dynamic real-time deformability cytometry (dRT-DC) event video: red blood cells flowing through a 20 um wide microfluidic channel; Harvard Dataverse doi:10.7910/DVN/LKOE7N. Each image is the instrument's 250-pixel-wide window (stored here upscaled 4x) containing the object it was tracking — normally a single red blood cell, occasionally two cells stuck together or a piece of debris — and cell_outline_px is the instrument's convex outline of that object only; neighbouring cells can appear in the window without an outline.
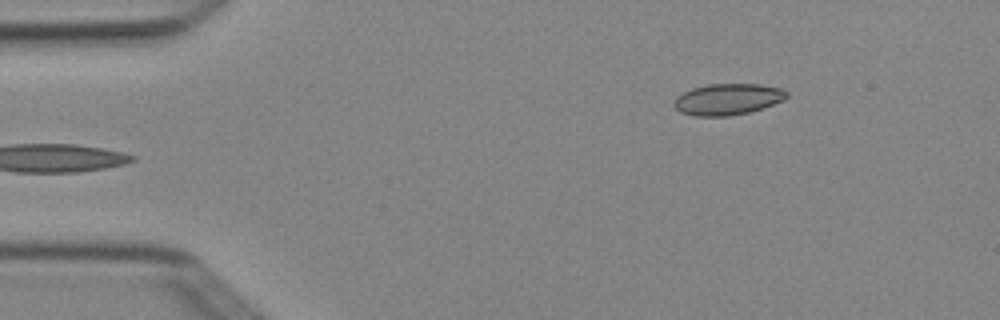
{"species": "Egyptian fruit bat (a non-hibernating species)", "species_latin": "Rousettus aegyptiacus", "temperature_condition": "cold", "stored_images_in_passage": 5, "camera_frame_rate_fps": 3000, "um_per_image_px": 0.085, "animal": {"sex": "female"}, "frame": {"image": 1, "passage_image": 5, "time_ms": 1.333, "image_size_px": [1000, 320], "cell_outline_px": [[788, 96], [784, 100], [748, 112], [728, 116], [696, 116], [680, 112], [672, 104], [676, 96], [692, 88], [708, 84], [760, 84], [780, 88], [788, 92]], "centroid_in_image_um": [61.83, 8.43], "position_along_channel_um": 23.2, "area_um2": 20.46}}